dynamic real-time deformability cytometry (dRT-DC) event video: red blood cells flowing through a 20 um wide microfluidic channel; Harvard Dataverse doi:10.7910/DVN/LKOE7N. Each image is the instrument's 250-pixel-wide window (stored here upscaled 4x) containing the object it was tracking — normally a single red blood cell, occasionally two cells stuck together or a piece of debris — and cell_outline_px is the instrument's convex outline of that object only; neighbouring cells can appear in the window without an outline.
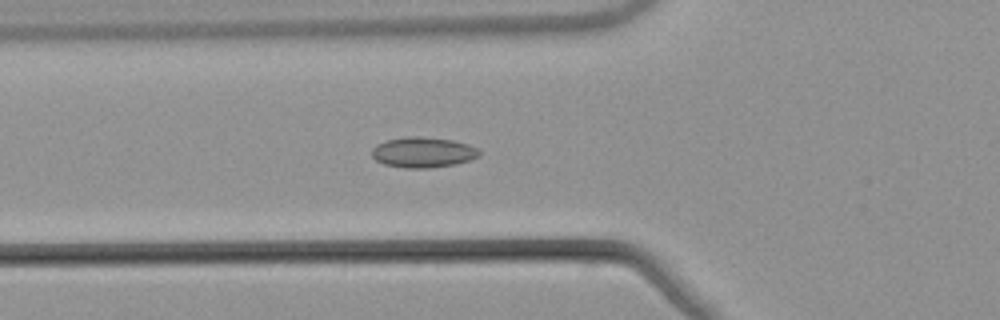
{"species": "common noctule bat (a hibernating species)", "species_latin": "Nyctalus noctula", "temperature_condition": "warm", "stored_images_in_passage": 54, "camera_frame_rate_fps": 3000, "um_per_image_px": 0.085, "animal": {"sex": "male", "body_mass_g": 21.5, "forearm_length_mm": 52.0}, "frame": {"image": 1, "passage_image": 20, "time_ms": 6.333, "image_size_px": [1000, 320], "cell_outline_px": [[480, 156], [456, 164], [428, 168], [404, 168], [384, 164], [376, 160], [372, 156], [372, 148], [376, 144], [388, 140], [404, 136], [420, 136], [452, 140], [468, 144], [476, 148], [480, 152]], "centroid_in_image_um": [35.94, 12.94], "position_along_channel_um": 89.9, "area_um2": 19.07}}
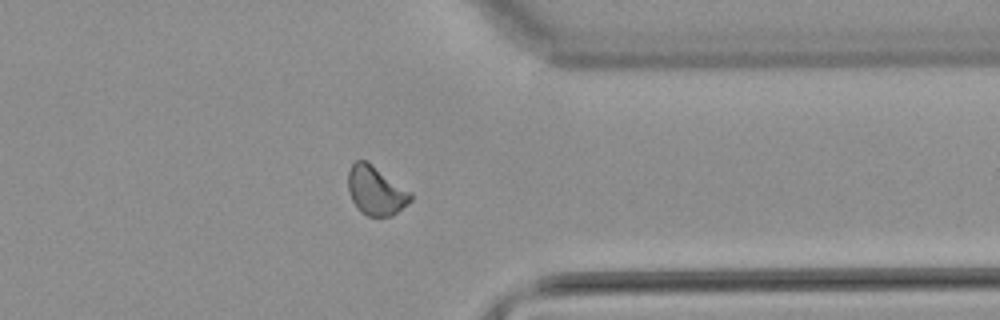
{"frame": {"image": 2, "passage_image": 43, "time_ms": 14.0, "image_size_px": [1000, 320], "cell_outline_px": [[412, 200], [408, 204], [392, 216], [368, 216], [360, 212], [352, 200], [348, 192], [348, 172], [352, 164], [356, 160], [364, 160], [412, 192]], "centroid_in_image_um": [31.94, 16.23], "position_along_channel_um": 379.5, "area_um2": 17.69}}
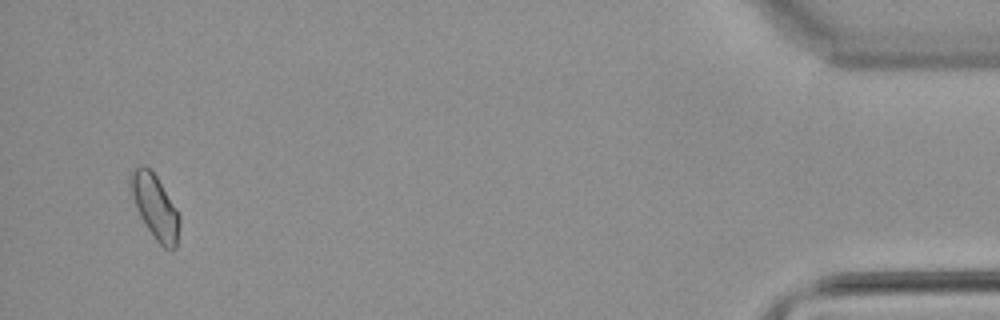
{"frame": {"image": 3, "passage_image": 52, "time_ms": 17.0, "image_size_px": [1000, 320], "cell_outline_px": [[180, 224], [176, 248], [172, 252], [164, 248], [156, 240], [140, 216], [128, 192], [128, 176], [132, 168], [140, 164], [144, 164], [156, 176], [176, 208], [180, 216]], "centroid_in_image_um": [13.13, 17.54], "position_along_channel_um": 422.1, "area_um2": 18.73}, "authors_computed_cell_mechanics": {"area_um2": 17.7735, "velocity_mm_per_s": 3.8541, "shape_relaxation_time_tau1_ms": null, "shape_relaxation_time_tau2_ms": 6.989, "deformation_change_tau1": null, "deformation_change_tau2": 0.1179}}